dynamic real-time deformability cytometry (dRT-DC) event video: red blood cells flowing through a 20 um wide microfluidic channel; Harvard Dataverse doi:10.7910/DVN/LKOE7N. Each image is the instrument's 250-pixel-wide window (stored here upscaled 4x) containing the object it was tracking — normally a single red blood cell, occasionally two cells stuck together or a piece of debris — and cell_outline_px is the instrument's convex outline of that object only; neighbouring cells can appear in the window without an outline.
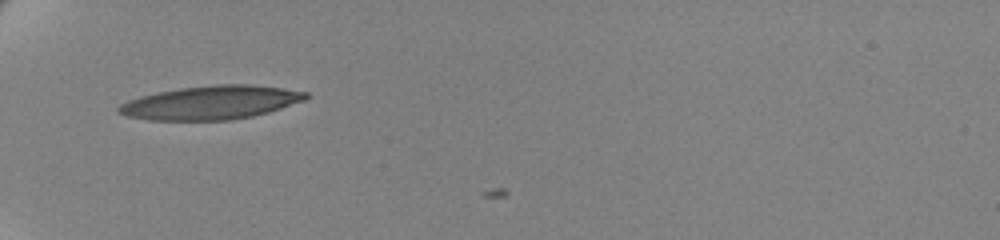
{"species": "human", "species_latin": "Homo sapiens", "temperature_condition": "cold", "stored_images_in_passage": 38, "camera_frame_rate_fps": 3000, "um_per_image_px": 0.085, "donor": {"sex": "female"}, "frame": {"image": 1, "passage_image": 1, "time_ms": 0.0, "image_size_px": [1000, 240], "cell_outline_px": [[308, 96], [304, 100], [268, 112], [252, 116], [232, 120], [148, 120], [128, 116], [116, 112], [116, 108], [120, 104], [128, 100], [140, 96], [156, 92], [180, 88], [216, 84], [248, 84], [284, 88], [308, 92]], "centroid_in_image_um": [17.9, 8.72], "position_along_channel_um": 67.1, "area_um2": 36.7}}
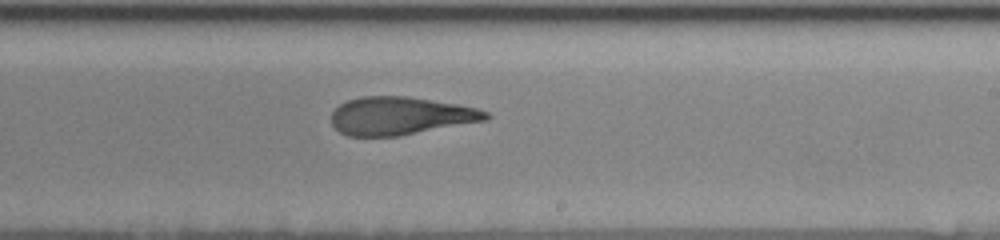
{"frame": {"image": 2, "passage_image": 18, "time_ms": 5.667, "image_size_px": [1000, 240], "cell_outline_px": [[492, 116], [488, 120], [400, 136], [348, 136], [340, 132], [332, 124], [332, 112], [340, 104], [348, 100], [364, 96], [408, 96], [456, 104], [476, 108], [488, 112]], "centroid_in_image_um": [34.06, 9.85], "position_along_channel_um": 254.9, "area_um2": 34.22}}
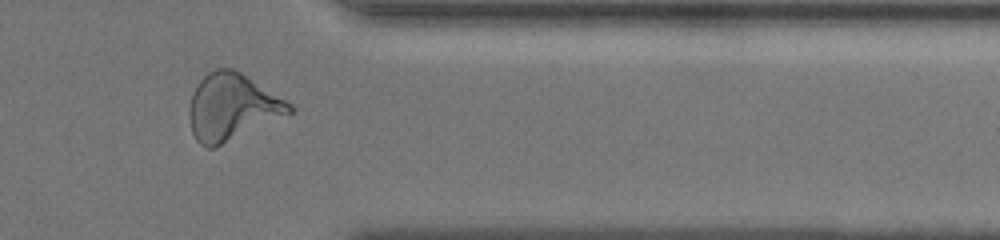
{"frame": {"image": 3, "passage_image": 30, "time_ms": 9.667, "image_size_px": [1000, 240], "cell_outline_px": [[296, 108], [292, 112], [216, 148], [208, 148], [200, 144], [196, 140], [192, 132], [188, 116], [188, 108], [192, 96], [200, 80], [208, 72], [216, 68], [232, 68], [240, 72], [292, 104]], "centroid_in_image_um": [19.69, 9.12], "position_along_channel_um": 391.7, "area_um2": 38.67}, "authors_computed_cell_mechanics": {"area_um2": 35.6915, "velocity_mm_per_s": 3.4889, "shape_relaxation_time_tau1_ms": 7.3878, "shape_relaxation_time_tau2_ms": 3.0432, "deformation_change_tau1": 0.234, "deformation_change_tau2": 0.1352}}